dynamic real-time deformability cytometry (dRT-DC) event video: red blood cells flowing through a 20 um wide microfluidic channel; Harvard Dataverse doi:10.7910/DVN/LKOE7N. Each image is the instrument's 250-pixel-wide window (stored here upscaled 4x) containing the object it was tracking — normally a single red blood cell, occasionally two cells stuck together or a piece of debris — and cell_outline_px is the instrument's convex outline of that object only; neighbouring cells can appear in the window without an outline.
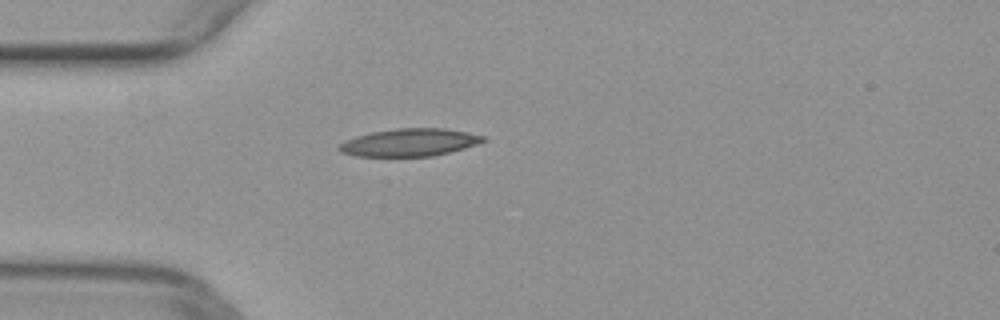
{"species": "common noctule bat (a hibernating species)", "species_latin": "Nyctalus noctula", "temperature_condition": "warm", "stored_images_in_passage": 37, "camera_frame_rate_fps": 3000, "um_per_image_px": 0.085, "animal": {"sex": "female", "body_mass_g": 29.2, "forearm_length_mm": 56.3}, "frame": {"image": 1, "passage_image": 1, "time_ms": 0.0, "image_size_px": [1000, 320], "cell_outline_px": [[484, 140], [476, 144], [464, 148], [432, 156], [356, 156], [340, 152], [336, 148], [344, 140], [356, 136], [372, 132], [396, 128], [444, 128], [468, 132], [484, 136]], "centroid_in_image_um": [34.76, 12.1], "position_along_channel_um": 50.2, "area_um2": 23.06}}
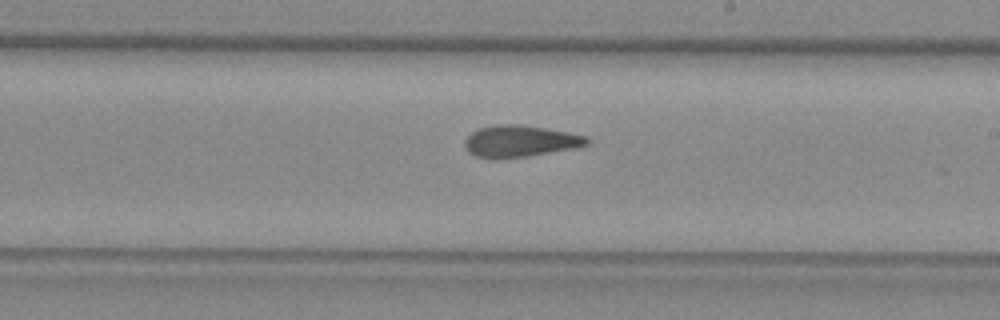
{"frame": {"image": 2, "passage_image": 16, "time_ms": 5.0, "image_size_px": [1000, 320], "cell_outline_px": [[592, 140], [588, 144], [576, 148], [528, 156], [496, 160], [476, 156], [468, 152], [464, 148], [464, 140], [472, 132], [480, 128], [500, 124], [520, 124], [568, 132], [588, 136]], "centroid_in_image_um": [44.21, 12.02], "position_along_channel_um": 244.8, "area_um2": 22.83}}
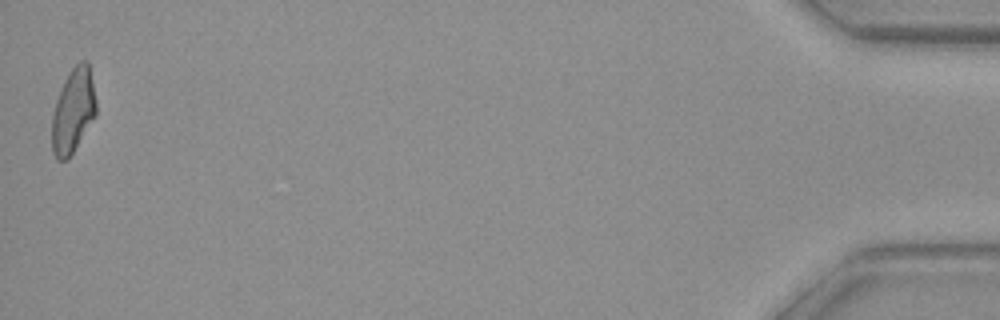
{"frame": {"image": 3, "passage_image": 37, "time_ms": 12.0, "image_size_px": [1000, 320], "cell_outline_px": [[96, 116], [68, 160], [56, 160], [52, 152], [52, 116], [56, 100], [64, 80], [72, 68], [80, 60], [88, 60], [96, 100]], "centroid_in_image_um": [6.22, 9.43], "position_along_channel_um": 429.0, "area_um2": 21.91}}